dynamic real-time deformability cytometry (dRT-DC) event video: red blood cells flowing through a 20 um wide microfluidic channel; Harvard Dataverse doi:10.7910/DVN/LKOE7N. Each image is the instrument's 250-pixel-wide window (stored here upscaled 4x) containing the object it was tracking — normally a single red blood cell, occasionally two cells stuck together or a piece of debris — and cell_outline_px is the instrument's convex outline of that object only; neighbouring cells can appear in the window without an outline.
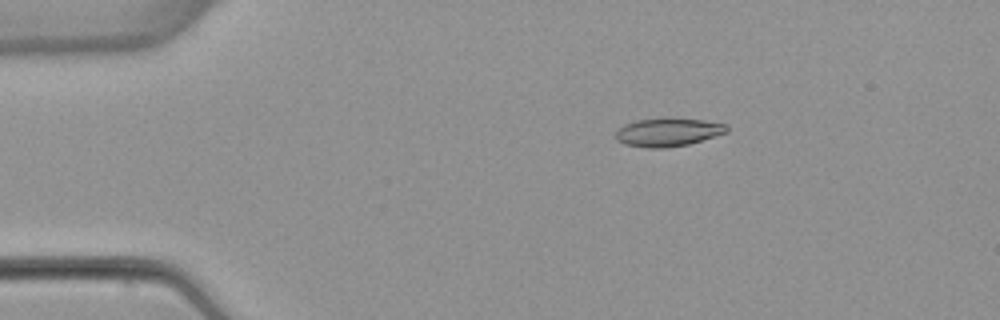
{"species": "common noctule bat (a hibernating species)", "species_latin": "Nyctalus noctula", "temperature_condition": "warm", "stored_images_in_passage": 44, "camera_frame_rate_fps": 3000, "um_per_image_px": 0.085, "animal": {"sex": "female", "body_mass_g": 22.7, "forearm_length_mm": 54.2}, "frame": {"image": 1, "passage_image": 1, "time_ms": 0.0, "image_size_px": [1000, 320], "cell_outline_px": [[728, 132], [688, 144], [664, 148], [648, 148], [624, 144], [616, 140], [616, 132], [624, 124], [636, 120], [704, 120], [728, 124]], "centroid_in_image_um": [56.78, 11.27], "position_along_channel_um": 28.2, "area_um2": 17.74}}
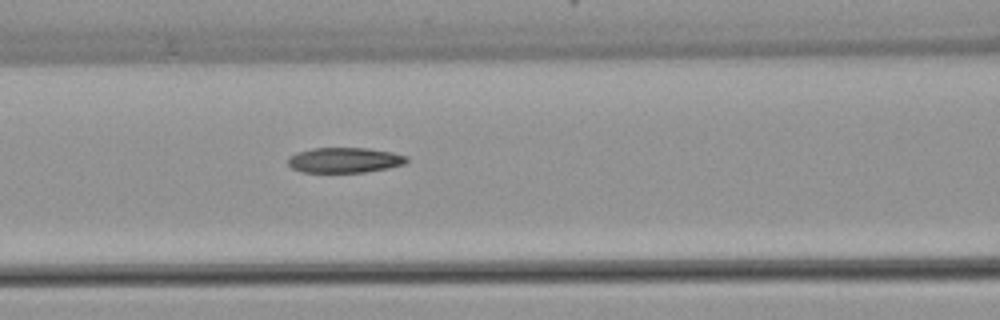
{"frame": {"image": 2, "passage_image": 14, "time_ms": 4.333, "image_size_px": [1000, 320], "cell_outline_px": [[408, 160], [404, 164], [388, 168], [364, 172], [300, 172], [292, 168], [288, 164], [288, 156], [296, 152], [312, 148], [368, 148], [392, 152], [408, 156]], "centroid_in_image_um": [29.27, 13.6], "position_along_channel_um": 137.3, "area_um2": 17.57}}
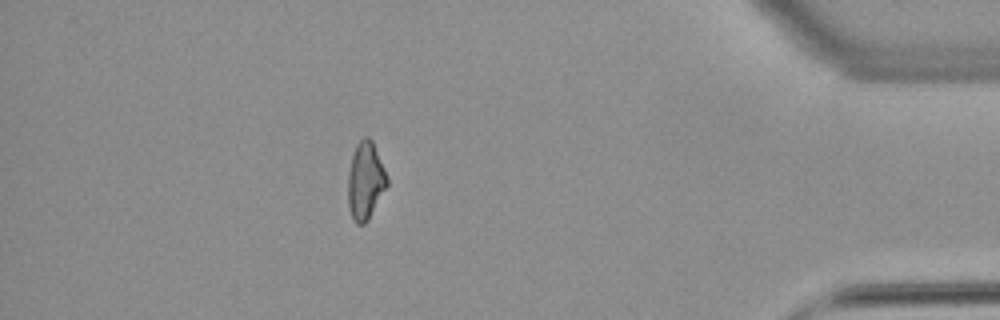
{"frame": {"image": 3, "passage_image": 38, "time_ms": 12.333, "image_size_px": [1000, 320], "cell_outline_px": [[388, 184], [368, 220], [364, 224], [356, 224], [348, 208], [348, 172], [352, 156], [356, 144], [364, 136], [368, 136], [372, 140], [388, 176]], "centroid_in_image_um": [31.06, 15.35], "position_along_channel_um": 404.1, "area_um2": 17.69}, "authors_computed_cell_mechanics": {"area_um2": 18.0336, "velocity_mm_per_s": 3.9138, "shape_relaxation_time_tau1_ms": null, "shape_relaxation_time_tau2_ms": 4.6705, "deformation_change_tau1": null, "deformation_change_tau2": 0.1349}}